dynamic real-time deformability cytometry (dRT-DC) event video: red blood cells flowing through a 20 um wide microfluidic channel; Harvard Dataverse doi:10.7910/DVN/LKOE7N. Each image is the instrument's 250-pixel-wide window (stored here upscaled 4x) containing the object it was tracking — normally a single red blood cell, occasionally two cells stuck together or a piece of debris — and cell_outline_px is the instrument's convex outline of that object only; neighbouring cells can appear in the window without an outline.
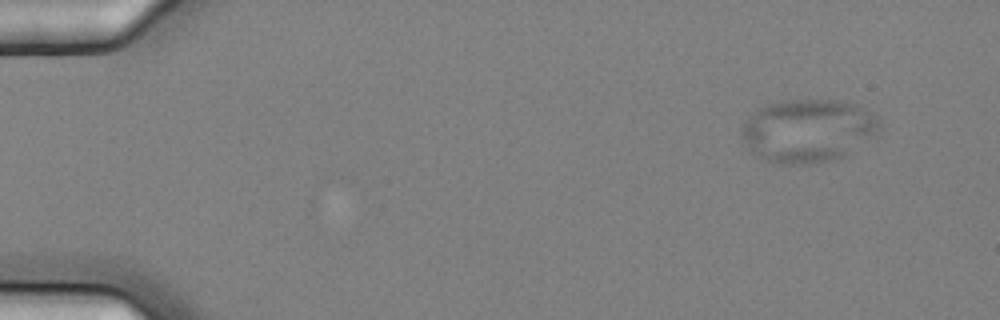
{"species": "common noctule bat (a hibernating species)", "species_latin": "Nyctalus noctula", "temperature_condition": "cold", "stored_images_in_passage": 6, "camera_frame_rate_fps": 3000, "um_per_image_px": 0.085, "animal": {"sex": "female", "body_mass_g": 25.1}, "frame": {"image": 1, "passage_image": 1, "time_ms": 0.0, "image_size_px": [1000, 320], "cell_outline_px": [[880, 128], [876, 136], [840, 156], [832, 160], [808, 164], [772, 164], [748, 152], [740, 132], [748, 116], [760, 108], [768, 104], [788, 100], [840, 100], [860, 104], [868, 108], [880, 116]], "centroid_in_image_um": [68.69, 11.1], "position_along_channel_um": 16.3, "area_um2": 51.38}}
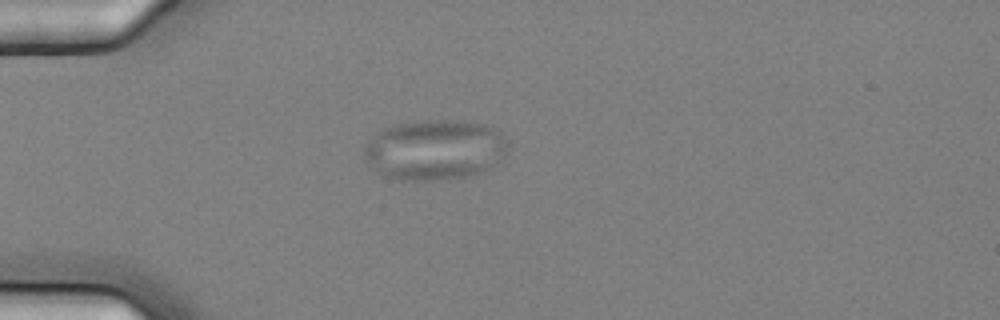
{"frame": {"image": 2, "passage_image": 4, "time_ms": 1.0, "image_size_px": [1000, 320], "cell_outline_px": [[508, 144], [504, 156], [492, 168], [468, 176], [428, 180], [400, 180], [388, 176], [380, 172], [368, 160], [364, 152], [364, 144], [380, 128], [396, 124], [416, 120], [464, 120], [488, 124], [504, 132], [508, 140]], "centroid_in_image_um": [37.02, 12.68], "position_along_channel_um": 48.0, "area_um2": 51.04}}